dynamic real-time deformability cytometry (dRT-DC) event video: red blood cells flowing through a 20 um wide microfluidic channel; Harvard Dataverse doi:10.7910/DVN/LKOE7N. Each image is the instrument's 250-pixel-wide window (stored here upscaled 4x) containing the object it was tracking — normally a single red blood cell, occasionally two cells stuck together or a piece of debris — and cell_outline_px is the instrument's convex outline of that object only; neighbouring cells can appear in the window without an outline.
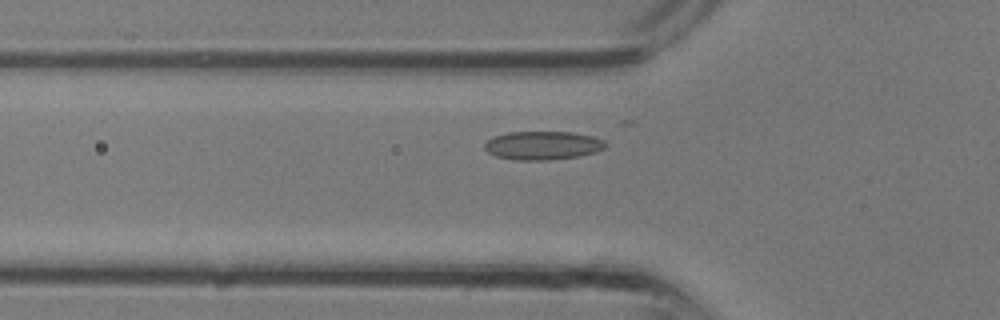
{"species": "common noctule bat (a hibernating species)", "species_latin": "Nyctalus noctula", "temperature_condition": "room temperature", "stored_images_in_passage": 21, "camera_frame_rate_fps": 3000, "um_per_image_px": 0.085, "animal": {"sex": "male", "body_mass_g": 13.3}, "frame": {"image": 1, "passage_image": 2, "time_ms": 0.333, "image_size_px": [1000, 320], "cell_outline_px": [[608, 144], [604, 148], [596, 152], [580, 156], [548, 160], [512, 160], [496, 156], [488, 152], [484, 148], [484, 144], [492, 136], [508, 132], [572, 132], [592, 136], [604, 140]], "centroid_in_image_um": [46.13, 12.36], "position_along_channel_um": 79.7, "area_um2": 20.29}}
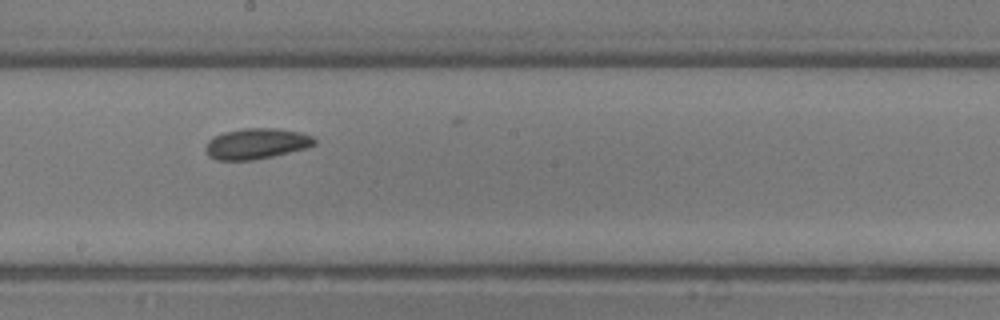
{"frame": {"image": 2, "passage_image": 9, "time_ms": 2.667, "image_size_px": [1000, 320], "cell_outline_px": [[316, 144], [308, 148], [272, 156], [252, 160], [216, 160], [208, 156], [204, 148], [208, 140], [212, 136], [224, 132], [244, 128], [276, 128], [300, 132], [312, 136], [316, 140]], "centroid_in_image_um": [21.78, 12.21], "position_along_channel_um": 226.4, "area_um2": 19.65}}
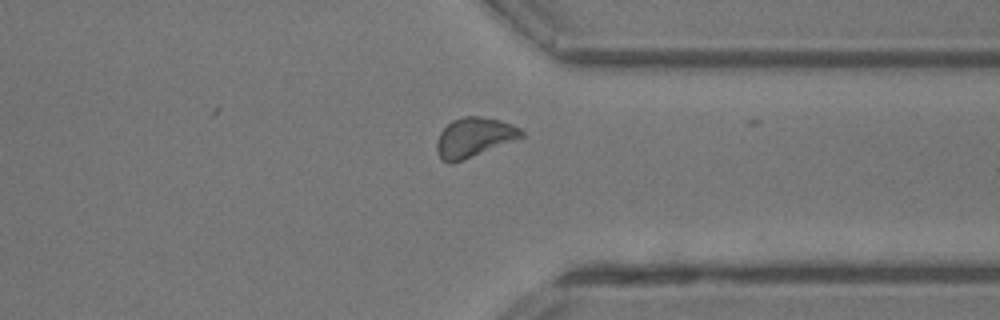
{"frame": {"image": 3, "passage_image": 16, "time_ms": 5.0, "image_size_px": [1000, 320], "cell_outline_px": [[524, 136], [452, 164], [448, 164], [440, 156], [436, 148], [436, 140], [440, 132], [452, 120], [464, 116], [480, 116], [512, 124], [520, 128], [524, 132]], "centroid_in_image_um": [40.26, 11.67], "position_along_channel_um": 371.1, "area_um2": 19.13}}